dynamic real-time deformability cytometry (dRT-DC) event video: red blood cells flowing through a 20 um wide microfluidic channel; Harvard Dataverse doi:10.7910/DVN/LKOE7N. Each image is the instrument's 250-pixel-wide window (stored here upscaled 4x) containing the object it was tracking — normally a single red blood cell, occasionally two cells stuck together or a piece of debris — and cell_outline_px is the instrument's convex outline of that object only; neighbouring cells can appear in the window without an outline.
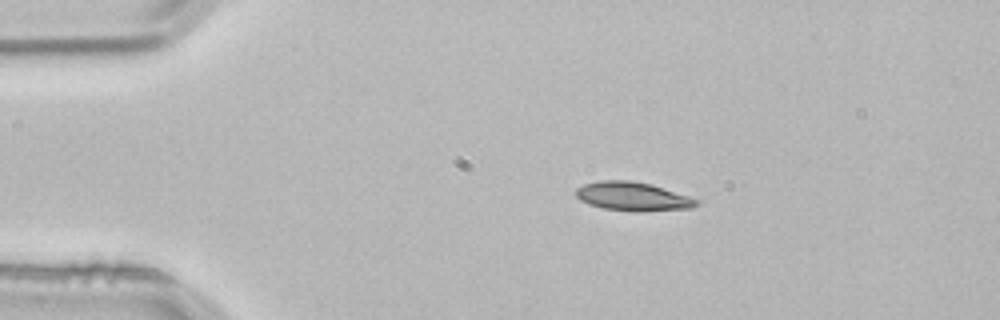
{"species": "common noctule bat (a hibernating species)", "species_latin": "Nyctalus noctula", "temperature_condition": "room temperature", "stored_images_in_passage": 2, "camera_frame_rate_fps": 3000, "um_per_image_px": 0.085, "animal": {"sex": "male", "body_mass_g": 21.5, "forearm_length_mm": 52.0}, "frame": {"image": 1, "passage_image": 1, "time_ms": 0.0, "image_size_px": [1000, 320], "cell_outline_px": [[700, 204], [692, 208], [640, 212], [636, 212], [604, 208], [588, 204], [580, 200], [576, 196], [576, 188], [584, 184], [600, 180], [628, 180], [652, 184], [700, 200]], "centroid_in_image_um": [53.8, 16.7], "position_along_channel_um": 31.2, "area_um2": 20.35}}